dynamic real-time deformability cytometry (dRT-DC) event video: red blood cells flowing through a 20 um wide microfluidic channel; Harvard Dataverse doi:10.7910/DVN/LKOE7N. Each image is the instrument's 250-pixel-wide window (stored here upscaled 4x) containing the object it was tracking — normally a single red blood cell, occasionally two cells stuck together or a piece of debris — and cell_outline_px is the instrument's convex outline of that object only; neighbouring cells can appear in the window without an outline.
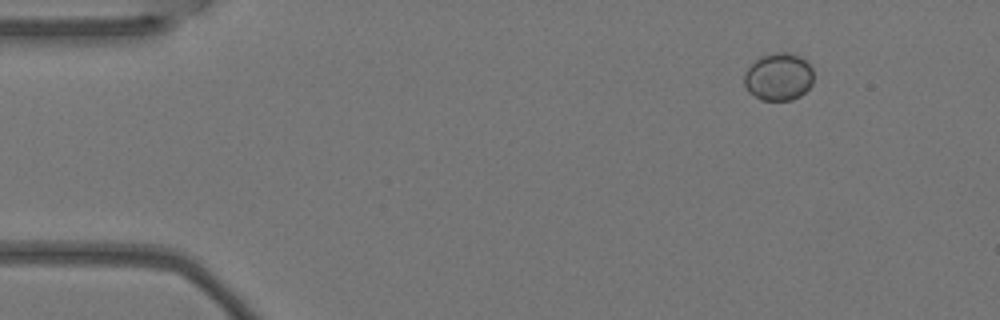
{"species": "Egyptian fruit bat (a non-hibernating species)", "species_latin": "Rousettus aegyptiacus", "temperature_condition": "warm", "stored_images_in_passage": 6, "camera_frame_rate_fps": 3000, "um_per_image_px": 0.085, "animal": {"sex": "female"}, "frame": {"image": 1, "passage_image": 1, "time_ms": 0.0, "image_size_px": [1000, 320], "cell_outline_px": [[812, 84], [800, 96], [792, 100], [760, 100], [748, 92], [744, 84], [744, 72], [760, 56], [776, 52], [788, 52], [800, 56], [812, 68]], "centroid_in_image_um": [66.16, 6.53], "position_along_channel_um": 18.8, "area_um2": 19.25}}
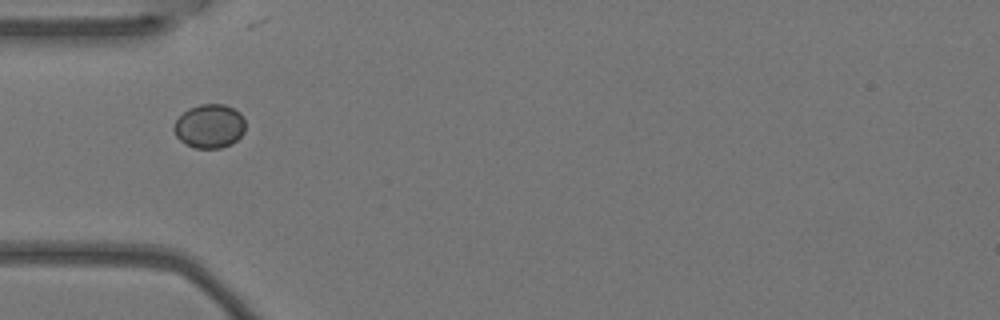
{"frame": {"image": 2, "passage_image": 4, "time_ms": 1.0, "image_size_px": [1000, 320], "cell_outline_px": [[244, 132], [232, 144], [220, 148], [196, 148], [184, 144], [176, 136], [172, 128], [176, 120], [188, 108], [200, 104], [224, 104], [240, 112], [244, 120]], "centroid_in_image_um": [17.79, 10.72], "position_along_channel_um": 67.2, "area_um2": 18.32}}
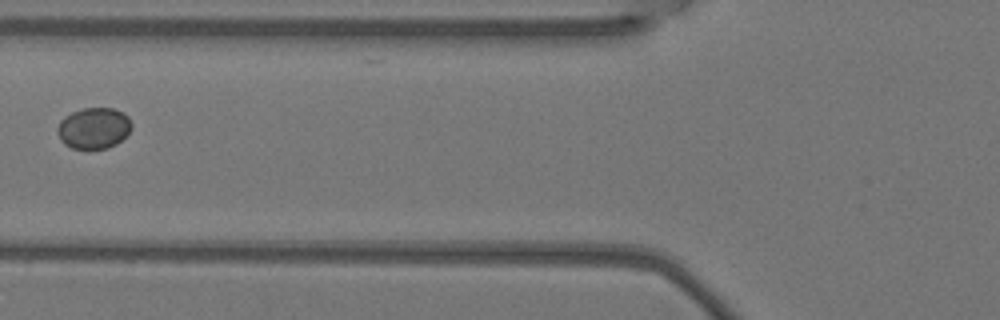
{"frame": {"image": 3, "passage_image": 5, "time_ms": 1.333, "image_size_px": [1000, 320], "cell_outline_px": [[132, 128], [116, 144], [108, 148], [72, 148], [64, 144], [60, 140], [56, 132], [56, 128], [60, 120], [64, 116], [72, 112], [84, 108], [116, 108], [124, 112], [128, 116], [132, 124]], "centroid_in_image_um": [7.95, 10.87], "position_along_channel_um": 117.8, "area_um2": 17.92}}